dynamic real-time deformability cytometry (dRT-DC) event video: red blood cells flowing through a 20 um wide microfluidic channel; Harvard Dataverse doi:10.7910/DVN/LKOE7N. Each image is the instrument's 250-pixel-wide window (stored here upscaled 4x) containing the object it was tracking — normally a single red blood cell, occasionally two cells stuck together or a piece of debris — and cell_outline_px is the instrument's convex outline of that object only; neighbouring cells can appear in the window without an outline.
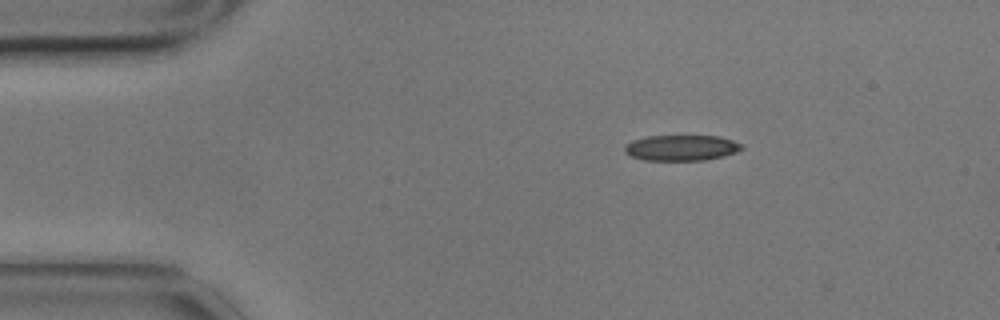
{"species": "common noctule bat (a hibernating species)", "species_latin": "Nyctalus noctula", "temperature_condition": "cold", "stored_images_in_passage": 2, "camera_frame_rate_fps": 3000, "um_per_image_px": 0.085, "animal": {"sex": "male", "body_mass_g": 17.9}, "frame": {"image": 1, "passage_image": 1, "time_ms": 0.0, "image_size_px": [1000, 320], "cell_outline_px": [[744, 148], [736, 152], [724, 156], [704, 160], [644, 160], [632, 156], [624, 152], [624, 144], [632, 140], [648, 136], [720, 136], [744, 144]], "centroid_in_image_um": [57.93, 12.56], "position_along_channel_um": 27.1, "area_um2": 17.63}}